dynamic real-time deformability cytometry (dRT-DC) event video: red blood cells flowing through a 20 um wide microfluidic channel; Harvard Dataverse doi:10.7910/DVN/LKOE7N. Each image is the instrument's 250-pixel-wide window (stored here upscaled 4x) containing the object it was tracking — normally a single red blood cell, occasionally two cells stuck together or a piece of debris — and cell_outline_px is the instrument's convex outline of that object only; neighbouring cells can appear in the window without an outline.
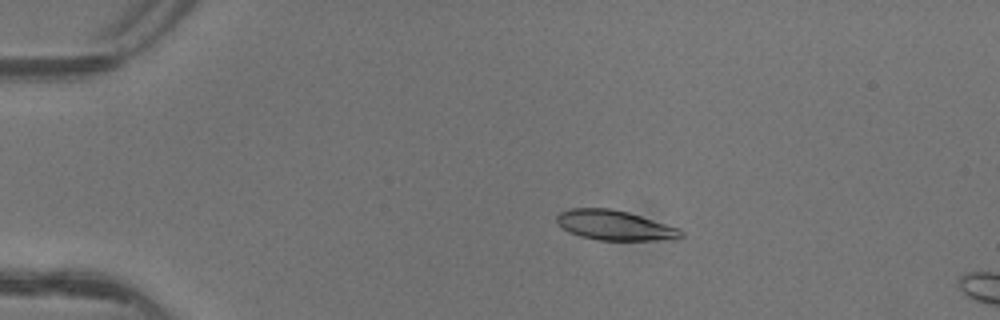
{"species": "common noctule bat (a hibernating species)", "species_latin": "Nyctalus noctula", "temperature_condition": "warm", "stored_images_in_passage": 5, "camera_frame_rate_fps": 3000, "um_per_image_px": 0.085, "animal": {"sex": "female"}, "frame": {"image": 1, "passage_image": 3, "time_ms": 0.667, "image_size_px": [1000, 320], "cell_outline_px": [[684, 236], [676, 240], [600, 240], [580, 236], [568, 232], [556, 220], [556, 216], [560, 212], [572, 208], [612, 208], [628, 212], [680, 228], [684, 232]], "centroid_in_image_um": [52.31, 19.15], "position_along_channel_um": 32.7, "area_um2": 21.73}}